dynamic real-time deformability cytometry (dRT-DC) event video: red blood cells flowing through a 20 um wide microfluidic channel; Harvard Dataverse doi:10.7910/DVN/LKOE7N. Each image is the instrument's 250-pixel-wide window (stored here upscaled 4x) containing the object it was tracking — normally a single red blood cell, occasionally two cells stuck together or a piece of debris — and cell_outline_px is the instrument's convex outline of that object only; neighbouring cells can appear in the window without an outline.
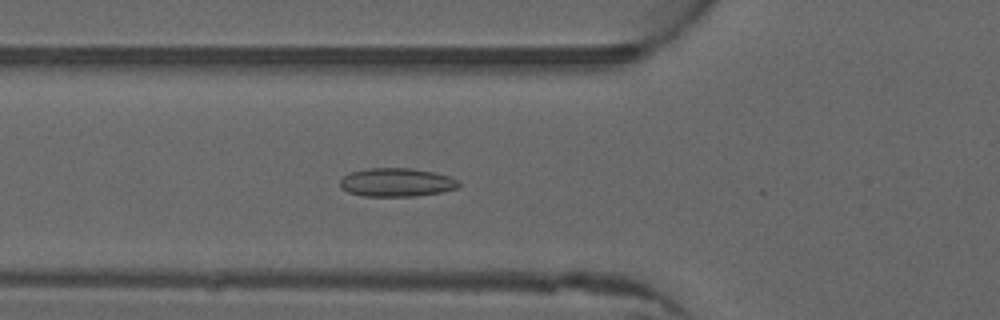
{"species": "common noctule bat (a hibernating species)", "species_latin": "Nyctalus noctula", "temperature_condition": "warm", "stored_images_in_passage": 48, "camera_frame_rate_fps": 3000, "um_per_image_px": 0.085, "animal": {"sex": "male", "forearm_length_mm": 52.5}, "frame": {"image": 1, "passage_image": 15, "time_ms": 4.667, "image_size_px": [1000, 320], "cell_outline_px": [[460, 188], [440, 192], [416, 196], [364, 196], [348, 192], [340, 188], [340, 180], [344, 176], [352, 172], [364, 168], [412, 168], [452, 176], [460, 180]], "centroid_in_image_um": [33.75, 15.5], "position_along_channel_um": 92.1, "area_um2": 19.94}}
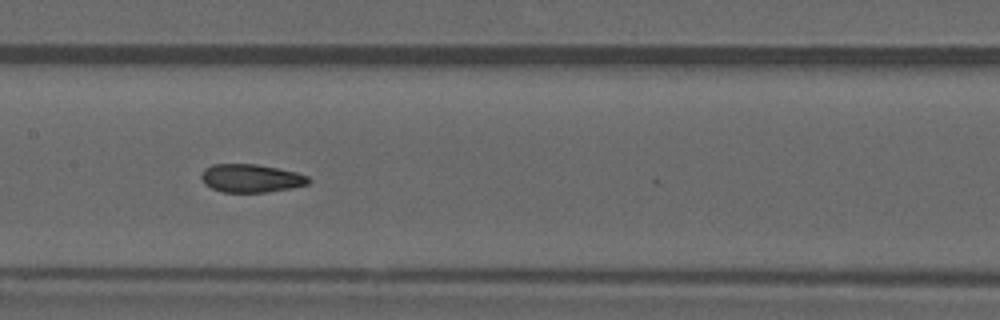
{"frame": {"image": 2, "passage_image": 22, "time_ms": 7.0, "image_size_px": [1000, 320], "cell_outline_px": [[312, 180], [308, 184], [292, 188], [268, 192], [224, 192], [212, 188], [204, 184], [200, 176], [200, 172], [204, 168], [212, 164], [256, 164], [296, 172], [308, 176]], "centroid_in_image_um": [21.32, 15.15], "position_along_channel_um": 186.1, "area_um2": 17.74}}
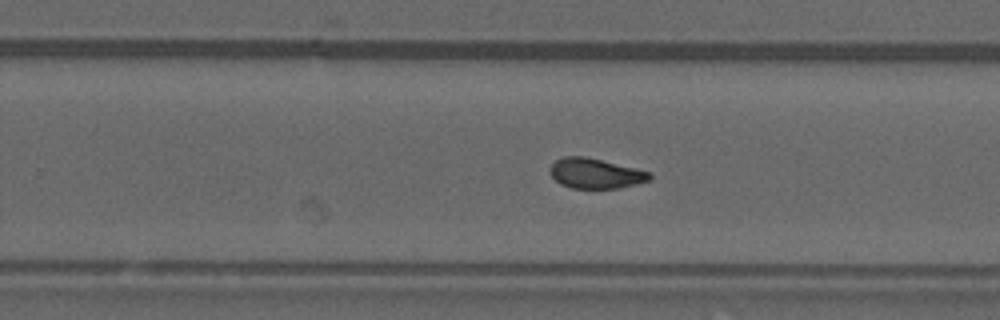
{"frame": {"image": 3, "passage_image": 29, "time_ms": 9.333, "image_size_px": [1000, 320], "cell_outline_px": [[652, 176], [648, 180], [636, 184], [616, 188], [572, 188], [560, 184], [552, 176], [552, 164], [556, 160], [564, 156], [584, 156], [648, 172]], "centroid_in_image_um": [50.58, 14.75], "position_along_channel_um": 279.2, "area_um2": 16.88}, "authors_computed_cell_mechanics": {"area_um2": 18.0625, "velocity_mm_per_s": 4.0065, "shape_relaxation_time_tau1_ms": null, "shape_relaxation_time_tau2_ms": 2.1098, "deformation_change_tau1": null, "deformation_change_tau2": 0.0579}}